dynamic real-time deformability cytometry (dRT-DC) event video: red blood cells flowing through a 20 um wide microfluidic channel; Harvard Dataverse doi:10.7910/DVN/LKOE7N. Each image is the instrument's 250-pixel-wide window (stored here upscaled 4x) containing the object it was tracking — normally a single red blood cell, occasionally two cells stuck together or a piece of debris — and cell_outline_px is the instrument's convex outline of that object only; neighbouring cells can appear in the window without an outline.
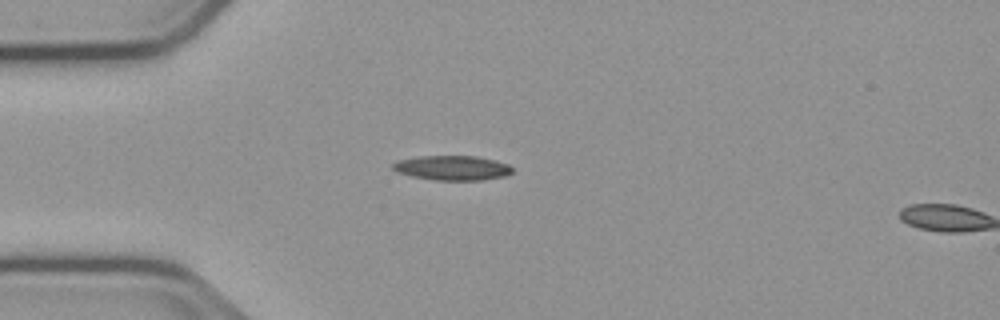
{"species": "common noctule bat (a hibernating species)", "species_latin": "Nyctalus noctula", "temperature_condition": "cold", "stored_images_in_passage": 2, "camera_frame_rate_fps": 3000, "um_per_image_px": 0.085, "animal": {"sex": "male", "body_mass_g": 23.1, "forearm_length_mm": 52.7}, "frame": {"image": 1, "passage_image": 1, "time_ms": 0.0, "image_size_px": [1000, 320], "cell_outline_px": [[512, 172], [504, 176], [484, 180], [436, 180], [412, 176], [396, 172], [392, 168], [392, 164], [396, 160], [420, 156], [476, 156], [508, 164], [512, 168]], "centroid_in_image_um": [38.41, 14.27], "position_along_channel_um": 46.6, "area_um2": 17.11}}